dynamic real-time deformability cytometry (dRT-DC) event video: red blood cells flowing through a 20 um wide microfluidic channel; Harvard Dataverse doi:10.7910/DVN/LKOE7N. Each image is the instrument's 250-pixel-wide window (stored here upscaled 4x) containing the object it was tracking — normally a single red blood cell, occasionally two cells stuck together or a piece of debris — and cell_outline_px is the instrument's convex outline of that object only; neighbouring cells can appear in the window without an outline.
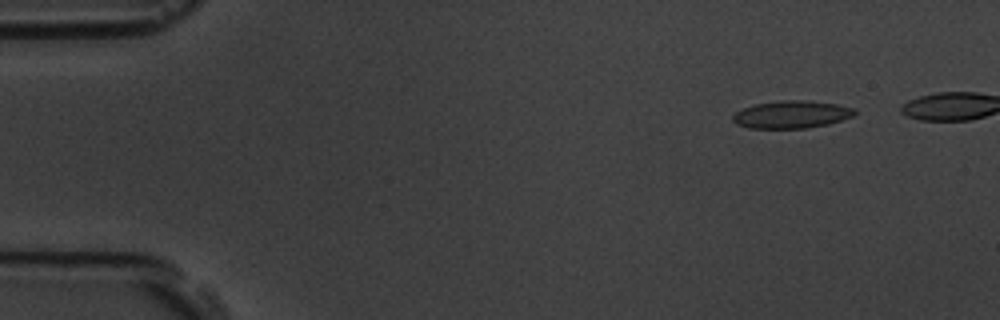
{"species": "common noctule bat (a hibernating species)", "species_latin": "Nyctalus noctula", "temperature_condition": "room temperature", "stored_images_in_passage": 48, "camera_frame_rate_fps": 3000, "um_per_image_px": 0.085, "animal": {"sex": "male", "body_mass_g": 19.5, "forearm_length_mm": 54.6}, "frame": {"image": 1, "passage_image": 6, "time_ms": 1.667, "image_size_px": [1000, 320], "cell_outline_px": [[856, 112], [852, 116], [828, 124], [808, 128], [748, 128], [736, 124], [732, 120], [732, 116], [736, 112], [744, 108], [756, 104], [780, 100], [808, 100], [836, 104], [856, 108]], "centroid_in_image_um": [67.28, 9.73], "position_along_channel_um": 17.7, "area_um2": 19.54}}
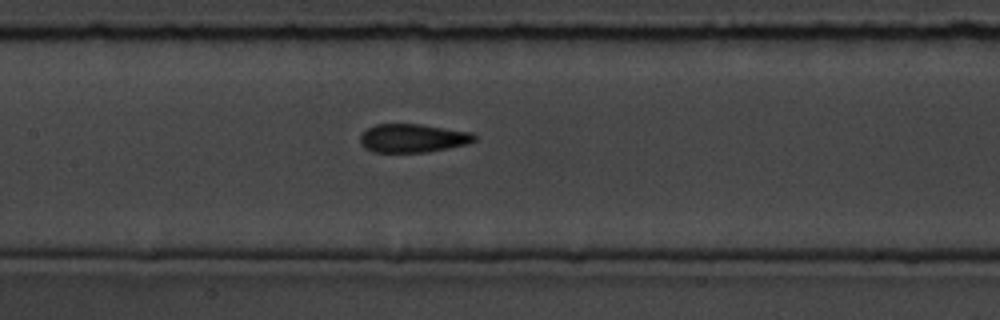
{"frame": {"image": 2, "passage_image": 26, "time_ms": 8.333, "image_size_px": [1000, 320], "cell_outline_px": [[476, 140], [464, 144], [448, 148], [424, 152], [372, 152], [364, 148], [360, 144], [360, 136], [368, 128], [376, 124], [420, 124], [472, 132], [476, 136]], "centroid_in_image_um": [35.06, 11.74], "position_along_channel_um": 172.3, "area_um2": 18.9}}
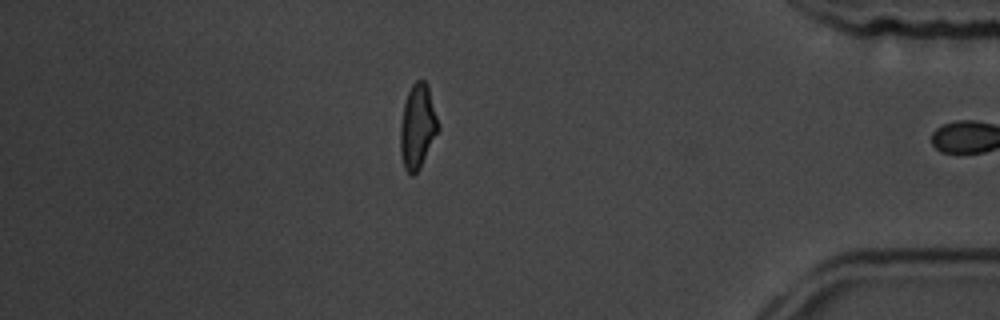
{"frame": {"image": 3, "passage_image": 47, "time_ms": 15.333, "image_size_px": [1000, 320], "cell_outline_px": [[440, 128], [420, 168], [412, 176], [404, 168], [400, 152], [400, 128], [404, 104], [408, 92], [412, 84], [416, 80], [424, 80], [428, 84], [440, 124]], "centroid_in_image_um": [35.51, 10.74], "position_along_channel_um": 399.7, "area_um2": 18.79}, "authors_computed_cell_mechanics": {"area_um2": 19.1896, "velocity_mm_per_s": 3.7873, "shape_relaxation_time_tau1_ms": 6.8069, "shape_relaxation_time_tau2_ms": 1.9502, "deformation_change_tau1": 0.1442, "deformation_change_tau2": 0.0662}}